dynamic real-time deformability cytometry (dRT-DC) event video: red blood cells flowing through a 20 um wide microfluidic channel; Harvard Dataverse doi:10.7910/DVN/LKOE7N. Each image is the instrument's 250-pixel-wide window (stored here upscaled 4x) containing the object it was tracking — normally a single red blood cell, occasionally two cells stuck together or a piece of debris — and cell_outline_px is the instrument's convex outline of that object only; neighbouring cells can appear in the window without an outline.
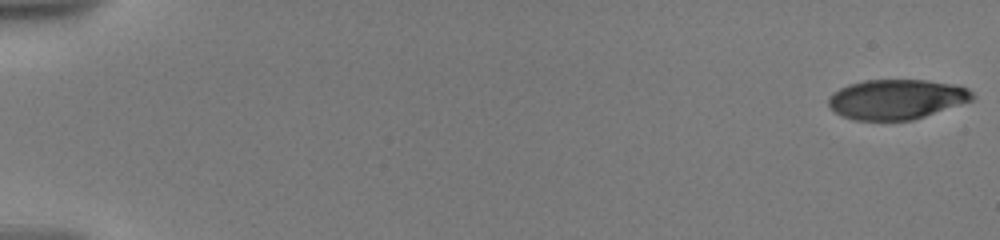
{"species": "human", "species_latin": "Homo sapiens", "temperature_condition": "warm", "stored_images_in_passage": 59, "camera_frame_rate_fps": 3000, "um_per_image_px": 0.085, "donor": {"sex": "male"}, "frame": {"image": 1, "passage_image": 1, "time_ms": 0.0, "image_size_px": [1000, 240], "cell_outline_px": [[976, 96], [972, 100], [912, 120], [852, 120], [836, 112], [828, 104], [828, 96], [832, 92], [848, 84], [864, 80], [928, 80], [960, 84], [968, 88]], "centroid_in_image_um": [76.22, 8.42], "position_along_channel_um": 8.8, "area_um2": 33.58}}
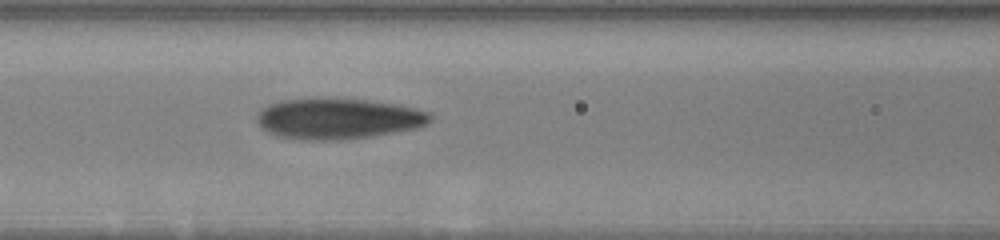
{"frame": {"image": 2, "passage_image": 25, "time_ms": 8.667, "image_size_px": [1000, 240], "cell_outline_px": [[432, 120], [428, 124], [416, 128], [372, 136], [340, 140], [304, 140], [284, 136], [268, 132], [260, 128], [256, 120], [256, 116], [260, 108], [268, 104], [280, 100], [316, 96], [332, 96], [364, 100], [392, 104], [416, 108], [432, 112]], "centroid_in_image_um": [28.7, 10.05], "position_along_channel_um": 137.9, "area_um2": 42.08}}
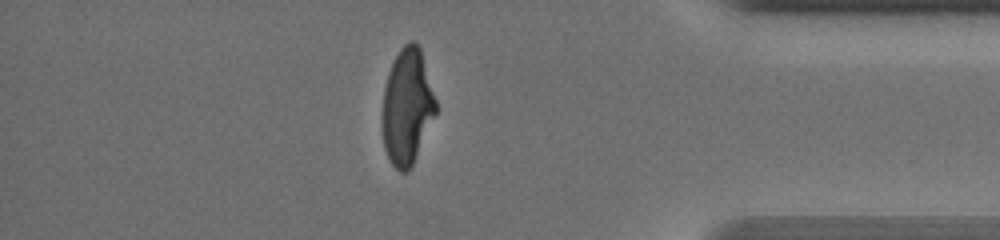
{"frame": {"image": 3, "passage_image": 49, "time_ms": 16.667, "image_size_px": [1000, 240], "cell_outline_px": [[436, 112], [412, 164], [408, 172], [400, 172], [392, 164], [384, 148], [384, 88], [388, 72], [400, 48], [404, 44], [412, 40], [420, 48], [436, 100]], "centroid_in_image_um": [34.61, 9.05], "position_along_channel_um": 400.6, "area_um2": 35.08}, "authors_computed_cell_mechanics": {"area_um2": 38.0902, "velocity_mm_per_s": 3.5773, "shape_relaxation_time_tau1_ms": 4.7997, "shape_relaxation_time_tau2_ms": 1.2509, "deformation_change_tau1": 0.2157, "deformation_change_tau2": 0.0812}}